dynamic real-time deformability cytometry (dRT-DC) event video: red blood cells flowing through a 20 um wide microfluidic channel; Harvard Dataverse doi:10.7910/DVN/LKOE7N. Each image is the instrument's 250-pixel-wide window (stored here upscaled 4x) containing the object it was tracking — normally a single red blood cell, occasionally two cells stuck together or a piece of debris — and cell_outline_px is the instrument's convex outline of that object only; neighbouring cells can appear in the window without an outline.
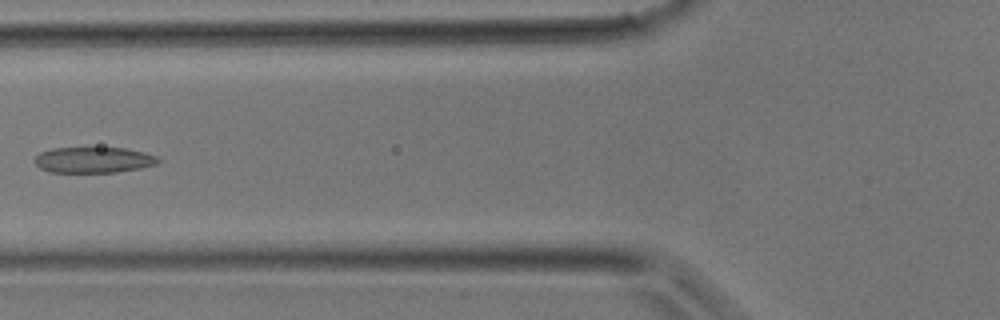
{"species": "common noctule bat (a hibernating species)", "species_latin": "Nyctalus noctula", "temperature_condition": "room temperature", "stored_images_in_passage": 35, "camera_frame_rate_fps": 3000, "um_per_image_px": 0.085, "animal": {"sex": "male", "body_mass_g": 17.9}, "frame": {"image": 1, "passage_image": 13, "time_ms": 4.0, "image_size_px": [1000, 320], "cell_outline_px": [[160, 160], [156, 164], [140, 168], [116, 172], [48, 172], [40, 168], [32, 160], [40, 152], [52, 148], [124, 148], [144, 152], [156, 156]], "centroid_in_image_um": [7.91, 13.59], "position_along_channel_um": 117.9, "area_um2": 18.55}}
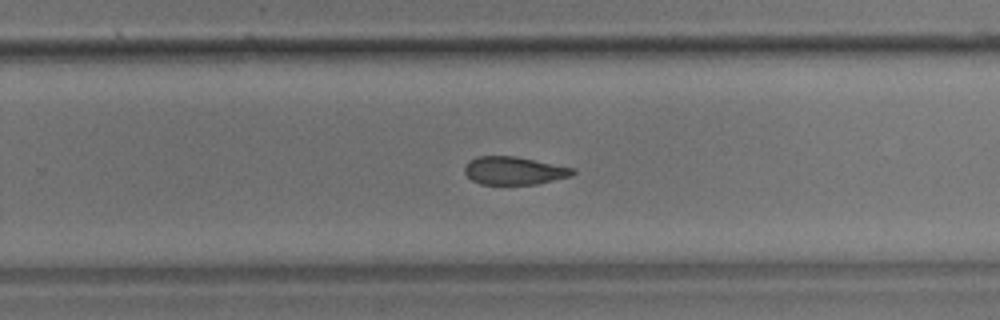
{"frame": {"image": 2, "passage_image": 22, "time_ms": 7.0, "image_size_px": [1000, 320], "cell_outline_px": [[576, 172], [572, 176], [540, 184], [480, 184], [472, 180], [464, 172], [464, 168], [468, 160], [476, 156], [516, 156], [576, 168]], "centroid_in_image_um": [43.73, 14.5], "position_along_channel_um": 286.1, "area_um2": 17.92}}
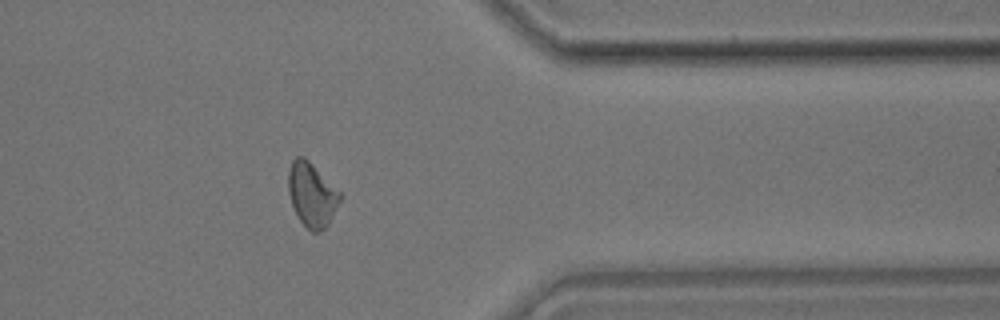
{"frame": {"image": 3, "passage_image": 28, "time_ms": 9.0, "image_size_px": [1000, 320], "cell_outline_px": [[340, 200], [328, 224], [320, 232], [312, 232], [300, 220], [292, 204], [288, 192], [288, 172], [292, 160], [296, 156], [304, 156], [340, 192]], "centroid_in_image_um": [26.48, 16.53], "position_along_channel_um": 384.9, "area_um2": 18.9}}